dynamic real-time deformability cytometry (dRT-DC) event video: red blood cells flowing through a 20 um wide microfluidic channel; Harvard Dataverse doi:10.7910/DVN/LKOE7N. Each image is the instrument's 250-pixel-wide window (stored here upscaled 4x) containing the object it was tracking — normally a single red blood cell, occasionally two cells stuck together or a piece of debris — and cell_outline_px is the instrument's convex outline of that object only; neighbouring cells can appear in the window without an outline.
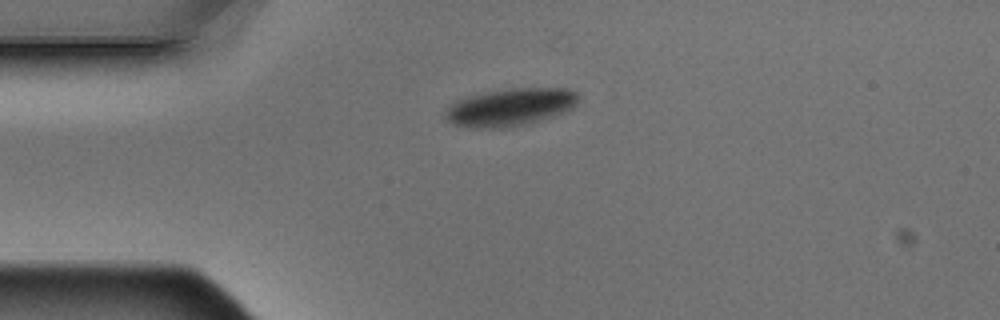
{"species": "Egyptian fruit bat (a non-hibernating species)", "species_latin": "Rousettus aegyptiacus", "temperature_condition": "warm", "stored_images_in_passage": 2, "camera_frame_rate_fps": 3000, "um_per_image_px": 0.085, "animal": {"sex": "male"}, "frame": {"image": 1, "passage_image": 1, "time_ms": 0.0, "image_size_px": [1000, 320], "cell_outline_px": [[580, 96], [576, 104], [572, 108], [564, 112], [540, 120], [524, 124], [500, 128], [472, 128], [452, 124], [444, 116], [444, 112], [456, 100], [468, 96], [488, 92], [512, 88], [568, 88], [580, 92]], "centroid_in_image_um": [43.4, 9.1], "position_along_channel_um": 41.6, "area_um2": 29.13}}